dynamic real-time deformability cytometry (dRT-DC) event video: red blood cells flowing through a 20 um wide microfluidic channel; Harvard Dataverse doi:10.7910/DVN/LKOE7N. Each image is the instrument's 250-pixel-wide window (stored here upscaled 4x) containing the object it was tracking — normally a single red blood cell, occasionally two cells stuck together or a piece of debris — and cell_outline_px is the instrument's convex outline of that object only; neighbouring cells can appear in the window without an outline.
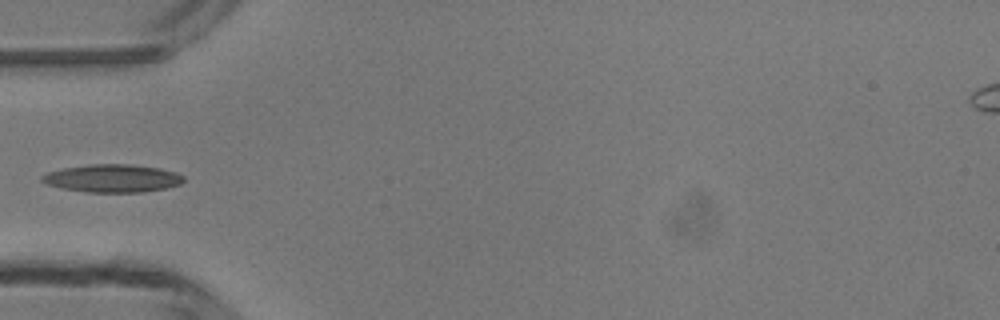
{"species": "common noctule bat (a hibernating species)", "species_latin": "Nyctalus noctula", "temperature_condition": "room temperature", "stored_images_in_passage": 5, "camera_frame_rate_fps": 3000, "um_per_image_px": 0.085, "animal": {"sex": "male", "body_mass_g": 13.3}, "frame": {"image": 1, "passage_image": 4, "time_ms": 3.667, "image_size_px": [1000, 320], "cell_outline_px": [[184, 180], [180, 184], [164, 188], [144, 192], [84, 192], [60, 188], [48, 184], [40, 180], [40, 176], [48, 172], [64, 168], [88, 164], [132, 164], [160, 168], [176, 172], [184, 176]], "centroid_in_image_um": [9.55, 15.15], "position_along_channel_um": 75.5, "area_um2": 23.12}}
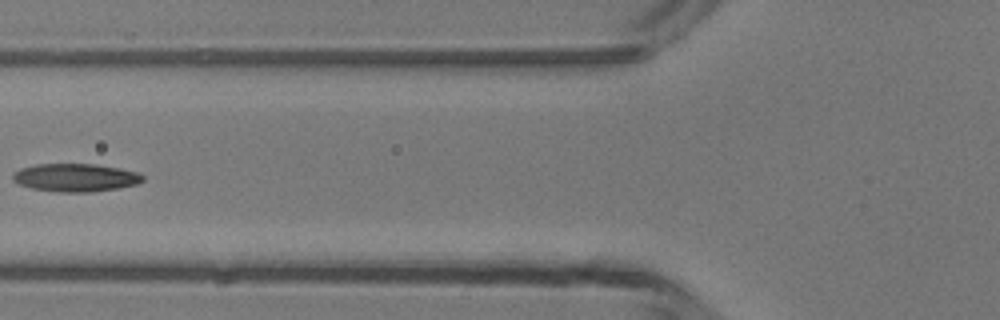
{"frame": {"image": 2, "passage_image": 5, "time_ms": 4.667, "image_size_px": [1000, 320], "cell_outline_px": [[144, 180], [136, 184], [120, 188], [92, 192], [60, 192], [32, 188], [20, 184], [12, 180], [12, 172], [20, 168], [36, 164], [96, 164], [120, 168], [140, 172], [144, 176]], "centroid_in_image_um": [6.44, 15.09], "position_along_channel_um": 119.4, "area_um2": 21.44}}